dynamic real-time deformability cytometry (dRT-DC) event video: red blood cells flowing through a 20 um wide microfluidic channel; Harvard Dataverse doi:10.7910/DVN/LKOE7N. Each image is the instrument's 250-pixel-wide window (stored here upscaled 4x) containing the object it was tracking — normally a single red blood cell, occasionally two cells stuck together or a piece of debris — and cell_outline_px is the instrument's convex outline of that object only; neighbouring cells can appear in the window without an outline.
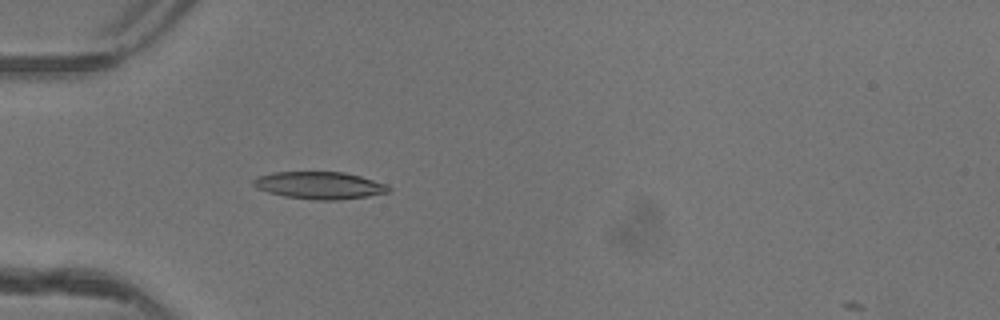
{"species": "common noctule bat (a hibernating species)", "species_latin": "Nyctalus noctula", "temperature_condition": "warm", "stored_images_in_passage": 18, "camera_frame_rate_fps": 3000, "um_per_image_px": 0.085, "animal": {"sex": "female"}, "frame": {"image": 1, "passage_image": 17, "time_ms": 5.333, "image_size_px": [1000, 320], "cell_outline_px": [[392, 188], [388, 192], [368, 196], [340, 200], [316, 200], [284, 196], [268, 192], [256, 188], [252, 184], [252, 180], [256, 176], [272, 172], [344, 172], [360, 176], [388, 184]], "centroid_in_image_um": [27.15, 15.75], "position_along_channel_um": 57.9, "area_um2": 21.68}}